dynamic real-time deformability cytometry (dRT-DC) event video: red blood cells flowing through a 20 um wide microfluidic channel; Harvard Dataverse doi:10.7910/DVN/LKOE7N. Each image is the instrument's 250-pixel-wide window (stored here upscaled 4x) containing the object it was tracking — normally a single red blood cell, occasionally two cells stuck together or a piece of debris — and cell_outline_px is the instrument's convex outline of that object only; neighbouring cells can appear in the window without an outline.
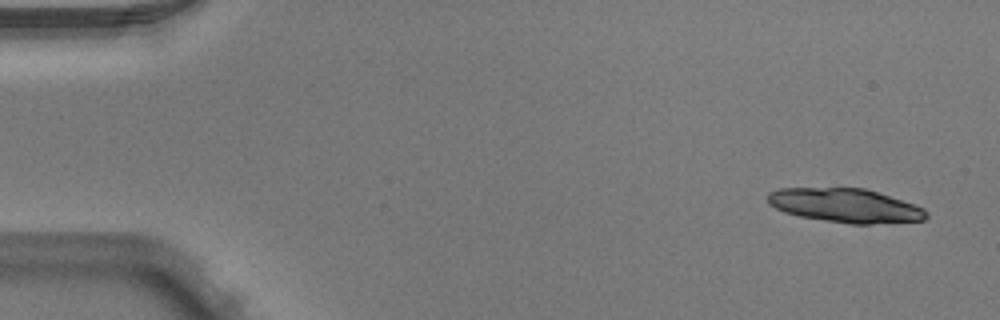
{"species": "Egyptian fruit bat (a non-hibernating species)", "species_latin": "Rousettus aegyptiacus", "temperature_condition": "warm", "stored_images_in_passage": 5, "camera_frame_rate_fps": 3000, "um_per_image_px": 0.085, "animal": {"sex": "male"}, "frame": {"image": 1, "passage_image": 1, "time_ms": 0.0, "image_size_px": [1000, 320], "cell_outline_px": [[928, 216], [924, 220], [872, 224], [848, 224], [800, 216], [784, 212], [768, 204], [768, 192], [780, 188], [864, 188], [916, 204], [924, 208], [928, 212]], "centroid_in_image_um": [71.87, 17.47], "position_along_channel_um": 13.1, "area_um2": 31.44}}
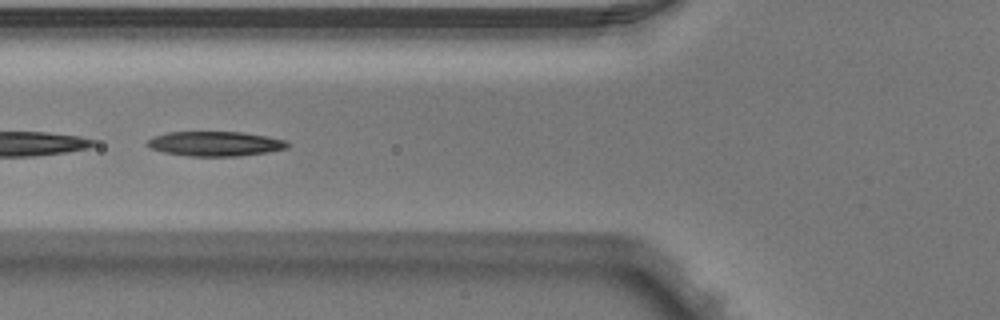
{"frame": {"image": 2, "passage_image": 5, "time_ms": 1.333, "image_size_px": [1000, 320], "cell_outline_px": [[288, 148], [268, 152], [240, 156], [188, 156], [164, 152], [152, 148], [144, 144], [152, 136], [168, 132], [240, 132], [288, 140]], "centroid_in_image_um": [18.28, 12.22], "position_along_channel_um": 107.5, "area_um2": 20.17}}